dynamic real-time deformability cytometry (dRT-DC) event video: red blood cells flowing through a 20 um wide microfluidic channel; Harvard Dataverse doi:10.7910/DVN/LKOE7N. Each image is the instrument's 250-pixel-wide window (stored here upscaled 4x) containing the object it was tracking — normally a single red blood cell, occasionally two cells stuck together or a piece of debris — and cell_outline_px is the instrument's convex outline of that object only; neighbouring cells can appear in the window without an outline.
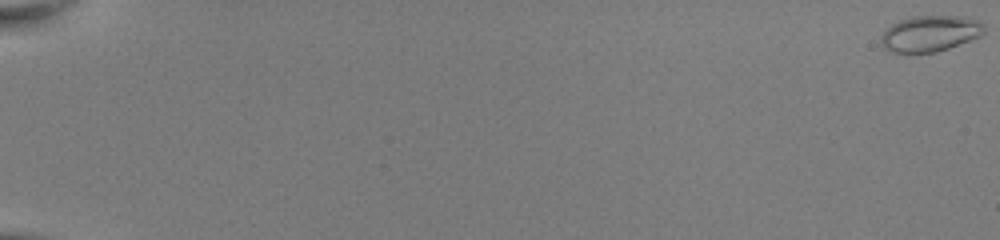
{"species": "common noctule bat (a hibernating species)", "species_latin": "Nyctalus noctula", "temperature_condition": "room temperature", "stored_images_in_passage": 53, "camera_frame_rate_fps": 3000, "um_per_image_px": 0.085, "animal": {"sex": "female", "body_mass_g": 22.0, "forearm_length_mm": 56.7}, "frame": {"image": 1, "passage_image": 1, "time_ms": 0.0, "image_size_px": [1000, 240], "cell_outline_px": [[984, 32], [980, 36], [948, 48], [936, 52], [892, 52], [884, 48], [880, 44], [880, 36], [892, 24], [900, 20], [912, 16], [968, 16], [984, 24]], "centroid_in_image_um": [79.05, 2.84], "position_along_channel_um": 5.9, "area_um2": 21.56}}
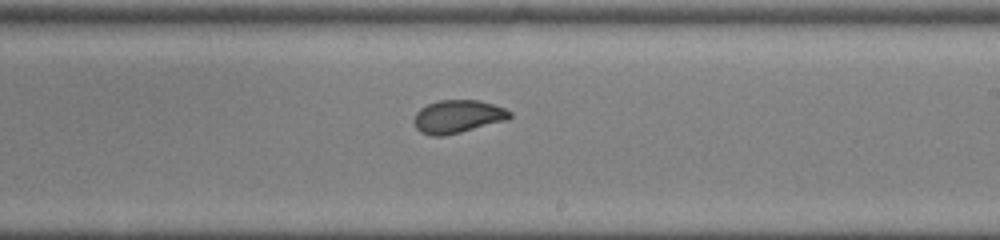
{"frame": {"image": 2, "passage_image": 35, "time_ms": 11.333, "image_size_px": [1000, 240], "cell_outline_px": [[512, 116], [508, 120], [444, 136], [432, 136], [420, 132], [416, 128], [412, 120], [416, 112], [420, 108], [428, 104], [440, 100], [480, 100], [504, 108], [512, 112]], "centroid_in_image_um": [38.89, 9.91], "position_along_channel_um": 250.1, "area_um2": 18.55}}
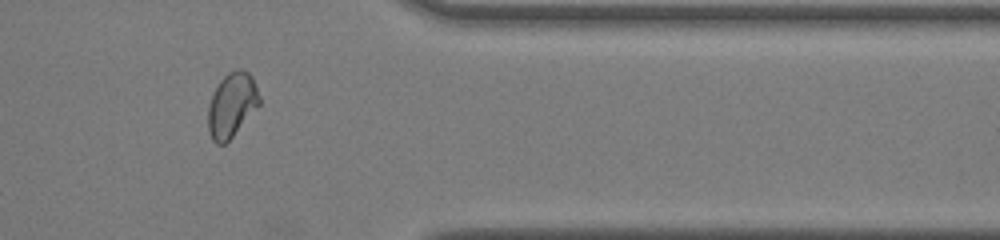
{"frame": {"image": 3, "passage_image": 46, "time_ms": 15.0, "image_size_px": [1000, 240], "cell_outline_px": [[260, 104], [232, 136], [224, 144], [216, 144], [212, 140], [208, 132], [208, 104], [220, 80], [228, 72], [236, 68], [240, 68], [248, 72], [252, 76], [260, 96]], "centroid_in_image_um": [19.69, 8.9], "position_along_channel_um": 391.7, "area_um2": 19.19}, "authors_computed_cell_mechanics": {"area_um2": 19.4208, "velocity_mm_per_s": 4.072, "shape_relaxation_time_tau1_ms": 4.8775, "shape_relaxation_time_tau2_ms": null, "deformation_change_tau1": 0.1427, "deformation_change_tau2": null}}